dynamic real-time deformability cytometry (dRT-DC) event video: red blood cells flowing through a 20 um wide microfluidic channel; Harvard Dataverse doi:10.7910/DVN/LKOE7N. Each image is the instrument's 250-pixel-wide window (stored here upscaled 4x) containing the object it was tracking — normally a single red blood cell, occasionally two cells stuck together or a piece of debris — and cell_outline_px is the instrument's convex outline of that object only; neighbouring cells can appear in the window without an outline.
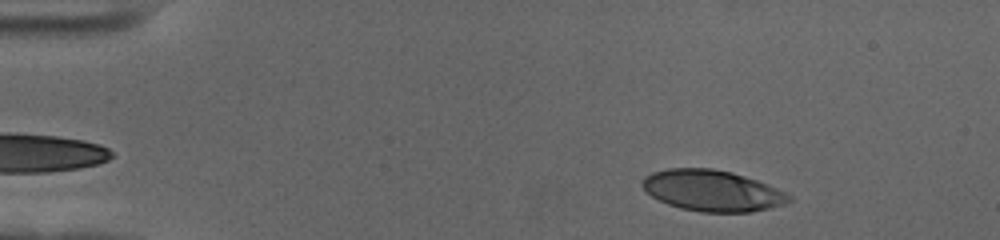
{"species": "human", "species_latin": "Homo sapiens", "temperature_condition": "cold", "stored_images_in_passage": 54, "camera_frame_rate_fps": 3000, "um_per_image_px": 0.085, "donor": {"sex": "female"}, "frame": {"image": 1, "passage_image": 5, "time_ms": 1.333, "image_size_px": [1000, 240], "cell_outline_px": [[792, 200], [784, 204], [772, 208], [752, 212], [700, 212], [680, 208], [668, 204], [652, 196], [640, 184], [644, 176], [652, 172], [668, 168], [712, 168], [732, 172], [768, 184], [792, 196]], "centroid_in_image_um": [60.55, 16.2], "position_along_channel_um": 24.5, "area_um2": 35.2}}
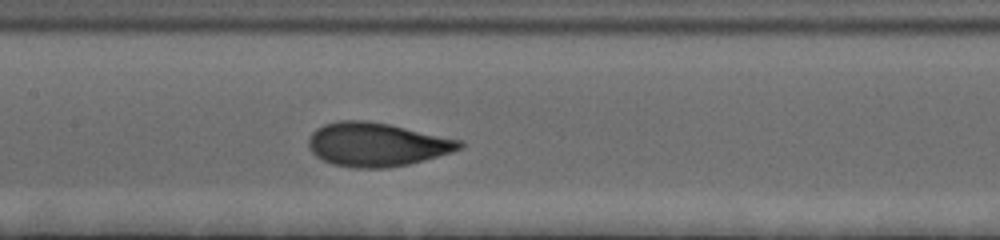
{"frame": {"image": 2, "passage_image": 25, "time_ms": 8.0, "image_size_px": [1000, 240], "cell_outline_px": [[464, 148], [452, 152], [424, 160], [408, 164], [388, 168], [352, 168], [332, 164], [316, 156], [312, 152], [308, 144], [308, 136], [316, 128], [324, 124], [340, 120], [368, 120], [388, 124], [464, 140]], "centroid_in_image_um": [32.04, 12.28], "position_along_channel_um": 175.4, "area_um2": 38.78}}
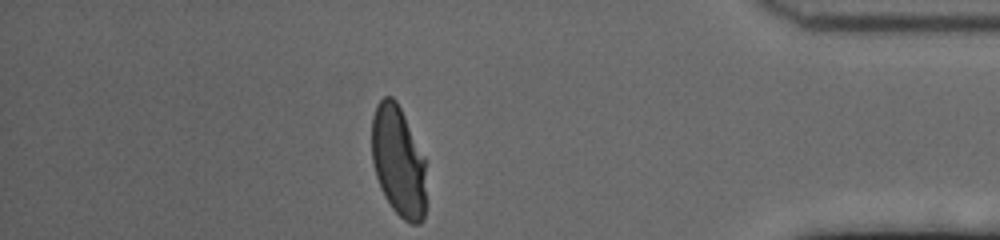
{"frame": {"image": 3, "passage_image": 47, "time_ms": 15.333, "image_size_px": [1000, 240], "cell_outline_px": [[424, 220], [420, 224], [412, 224], [404, 220], [392, 208], [384, 196], [380, 188], [372, 164], [372, 116], [376, 104], [384, 96], [392, 96], [396, 100], [424, 156]], "centroid_in_image_um": [33.83, 13.7], "position_along_channel_um": 401.4, "area_um2": 34.91}, "authors_computed_cell_mechanics": {"area_um2": 36.8475, "velocity_mm_per_s": 3.5399, "shape_relaxation_time_tau1_ms": 4.883, "shape_relaxation_time_tau2_ms": null, "deformation_change_tau1": 0.2192, "deformation_change_tau2": null}}